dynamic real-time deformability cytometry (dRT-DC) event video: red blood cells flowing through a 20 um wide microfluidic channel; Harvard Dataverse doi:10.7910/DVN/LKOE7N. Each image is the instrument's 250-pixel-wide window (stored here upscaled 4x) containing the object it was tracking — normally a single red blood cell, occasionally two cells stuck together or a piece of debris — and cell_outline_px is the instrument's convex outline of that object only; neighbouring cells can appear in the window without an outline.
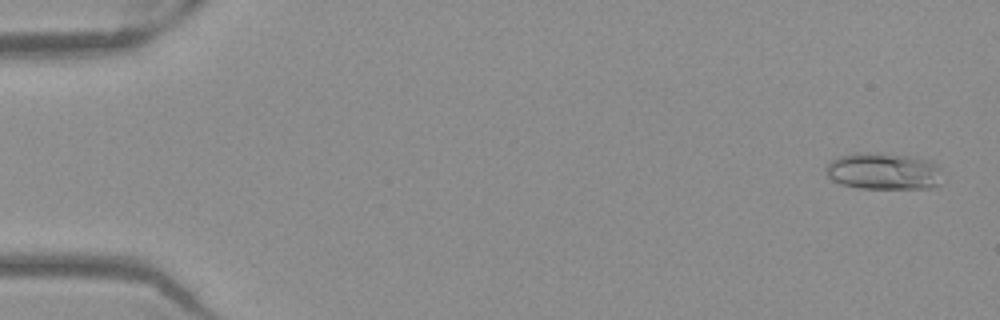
{"species": "Egyptian fruit bat (a non-hibernating species)", "species_latin": "Rousettus aegyptiacus", "temperature_condition": "warm", "stored_images_in_passage": 52, "camera_frame_rate_fps": 3000, "um_per_image_px": 0.085, "frame": {"image": 1, "passage_image": 2, "time_ms": 0.333, "image_size_px": [1000, 320], "cell_outline_px": [[944, 172], [936, 184], [932, 188], [856, 188], [840, 184], [832, 180], [828, 176], [828, 164], [832, 160], [840, 156], [852, 152], [880, 152], [912, 156], [932, 160]], "centroid_in_image_um": [75.13, 14.53], "position_along_channel_um": 9.9, "area_um2": 25.32}}
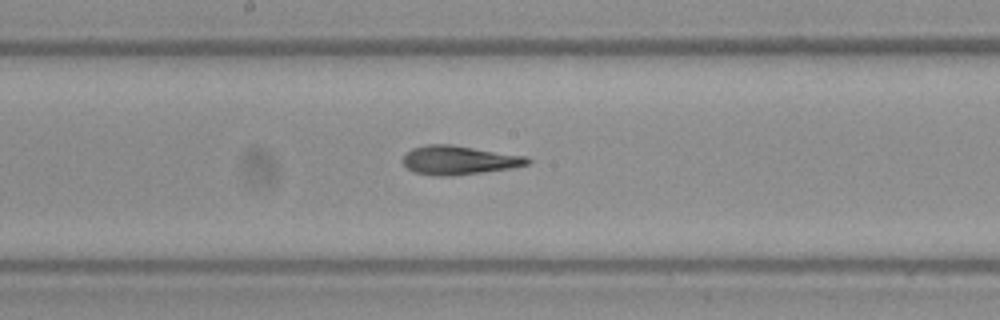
{"frame": {"image": 2, "passage_image": 28, "time_ms": 9.0, "image_size_px": [1000, 320], "cell_outline_px": [[532, 160], [528, 164], [512, 168], [484, 172], [452, 176], [436, 176], [412, 172], [400, 160], [412, 148], [424, 144], [452, 144], [528, 156]], "centroid_in_image_um": [39.02, 13.61], "position_along_channel_um": 209.2, "area_um2": 21.33}}
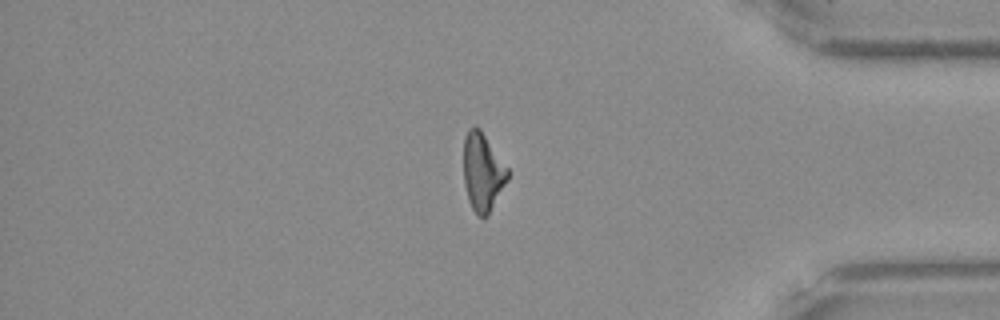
{"frame": {"image": 3, "passage_image": 44, "time_ms": 14.333, "image_size_px": [1000, 320], "cell_outline_px": [[508, 180], [488, 216], [480, 216], [472, 208], [468, 200], [464, 184], [464, 136], [468, 128], [480, 128], [508, 168]], "centroid_in_image_um": [41.03, 14.62], "position_along_channel_um": 394.2, "area_um2": 19.94}, "authors_computed_cell_mechanics": {"area_um2": 20.7213, "velocity_mm_per_s": 3.9455, "shape_relaxation_time_tau1_ms": 9.4512, "shape_relaxation_time_tau2_ms": 1.4312, "deformation_change_tau1": 0.2716, "deformation_change_tau2": 0.1066}}